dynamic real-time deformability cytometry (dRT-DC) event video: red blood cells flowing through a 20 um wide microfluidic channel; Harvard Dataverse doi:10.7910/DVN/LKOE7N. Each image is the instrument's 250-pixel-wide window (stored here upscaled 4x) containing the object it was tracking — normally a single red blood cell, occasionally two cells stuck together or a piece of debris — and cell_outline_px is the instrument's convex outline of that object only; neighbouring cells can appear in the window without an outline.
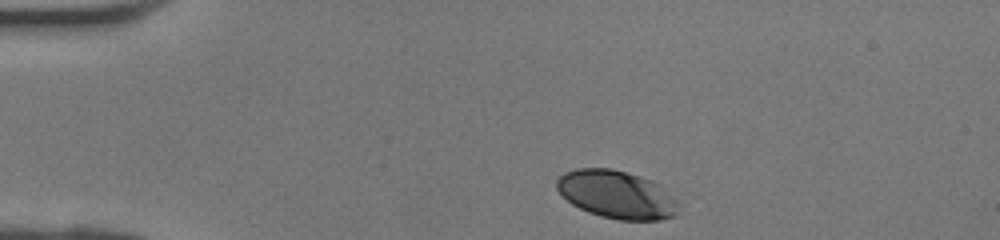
{"species": "human", "species_latin": "Homo sapiens", "temperature_condition": "room temperature", "stored_images_in_passage": 27, "camera_frame_rate_fps": 3000, "um_per_image_px": 0.085, "donor": {"sex": "female"}, "frame": {"image": 1, "passage_image": 1, "time_ms": 0.0, "image_size_px": [1000, 240], "cell_outline_px": [[680, 200], [676, 216], [660, 220], [620, 220], [600, 216], [588, 212], [572, 204], [556, 188], [556, 180], [564, 172], [576, 168], [612, 168], [628, 172], [652, 180], [660, 184]], "centroid_in_image_um": [52.47, 16.53], "position_along_channel_um": 32.5, "area_um2": 34.51}}
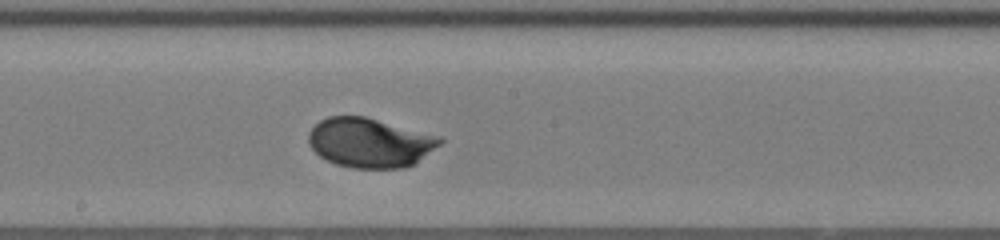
{"frame": {"image": 2, "passage_image": 16, "time_ms": 5.0, "image_size_px": [1000, 240], "cell_outline_px": [[444, 140], [440, 144], [412, 164], [404, 168], [352, 168], [336, 164], [320, 156], [308, 144], [308, 132], [320, 120], [328, 116], [364, 116], [444, 136]], "centroid_in_image_um": [31.44, 12.11], "position_along_channel_um": 216.8, "area_um2": 37.92}}
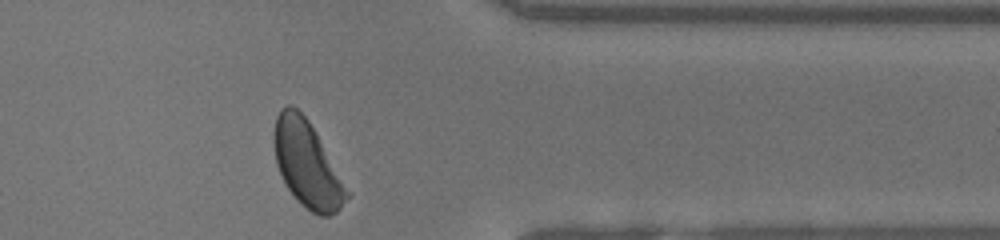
{"frame": {"image": 3, "passage_image": 27, "time_ms": 8.667, "image_size_px": [1000, 240], "cell_outline_px": [[352, 192], [340, 208], [336, 212], [328, 216], [320, 216], [312, 212], [300, 204], [288, 188], [276, 164], [272, 140], [276, 116], [280, 108], [288, 104], [292, 104], [308, 120], [316, 132]], "centroid_in_image_um": [26.12, 13.95], "position_along_channel_um": 385.3, "area_um2": 36.88}}